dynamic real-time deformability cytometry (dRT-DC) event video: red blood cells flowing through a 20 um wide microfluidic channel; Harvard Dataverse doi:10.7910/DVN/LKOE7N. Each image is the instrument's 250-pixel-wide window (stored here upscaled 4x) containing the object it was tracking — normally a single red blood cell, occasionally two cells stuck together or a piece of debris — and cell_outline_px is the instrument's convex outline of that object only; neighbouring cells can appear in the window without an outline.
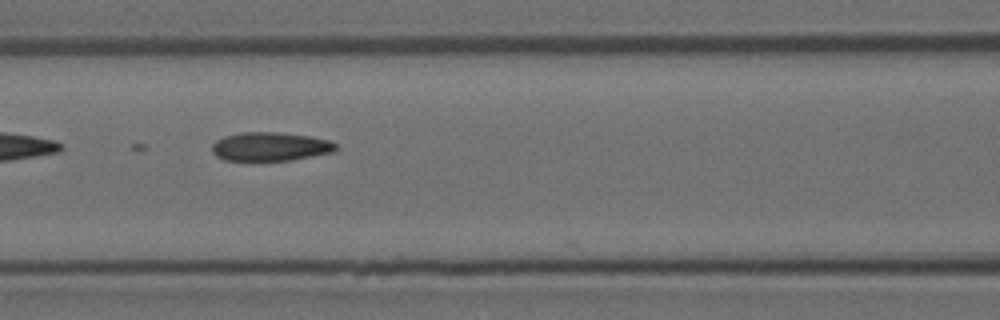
{"species": "Egyptian fruit bat (a non-hibernating species)", "species_latin": "Rousettus aegyptiacus", "temperature_condition": "room temperature", "stored_images_in_passage": 34, "camera_frame_rate_fps": 3000, "um_per_image_px": 0.085, "animal": {"sex": "female"}, "frame": {"image": 1, "passage_image": 7, "time_ms": 2.0, "image_size_px": [1000, 320], "cell_outline_px": [[336, 148], [332, 152], [288, 160], [224, 160], [216, 156], [212, 152], [212, 144], [216, 140], [224, 136], [240, 132], [280, 132], [308, 136], [328, 140], [336, 144]], "centroid_in_image_um": [22.91, 12.45], "position_along_channel_um": 143.7, "area_um2": 20.52}}